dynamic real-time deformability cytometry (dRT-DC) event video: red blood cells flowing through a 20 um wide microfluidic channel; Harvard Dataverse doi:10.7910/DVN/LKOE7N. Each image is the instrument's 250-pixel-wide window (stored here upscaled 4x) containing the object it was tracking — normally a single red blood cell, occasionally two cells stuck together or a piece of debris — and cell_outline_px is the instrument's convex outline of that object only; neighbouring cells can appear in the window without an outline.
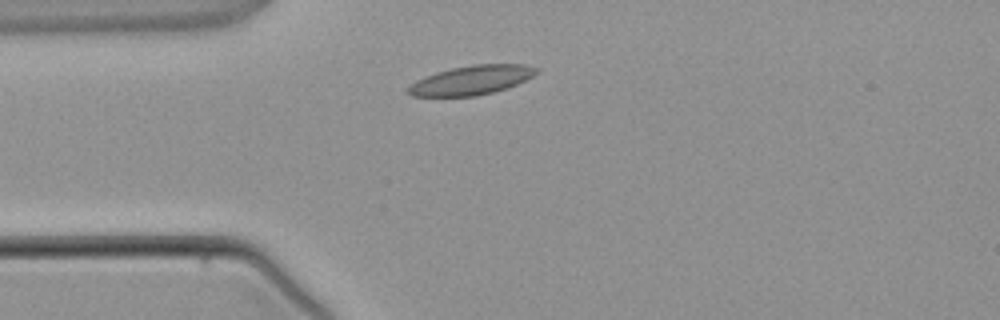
{"species": "common noctule bat (a hibernating species)", "species_latin": "Nyctalus noctula", "temperature_condition": "warm", "stored_images_in_passage": 1, "camera_frame_rate_fps": 3000, "um_per_image_px": 0.085, "animal": {"sex": "male", "body_mass_g": 21.5, "forearm_length_mm": 52.0}, "frame": {"image": 1, "passage_image": 1, "time_ms": 0.0, "image_size_px": [1000, 320], "cell_outline_px": [[540, 72], [508, 88], [476, 96], [412, 96], [408, 92], [408, 88], [416, 80], [424, 76], [436, 72], [452, 68], [472, 64], [524, 64], [540, 68]], "centroid_in_image_um": [40.11, 6.8], "position_along_channel_um": 44.9, "area_um2": 21.79}}